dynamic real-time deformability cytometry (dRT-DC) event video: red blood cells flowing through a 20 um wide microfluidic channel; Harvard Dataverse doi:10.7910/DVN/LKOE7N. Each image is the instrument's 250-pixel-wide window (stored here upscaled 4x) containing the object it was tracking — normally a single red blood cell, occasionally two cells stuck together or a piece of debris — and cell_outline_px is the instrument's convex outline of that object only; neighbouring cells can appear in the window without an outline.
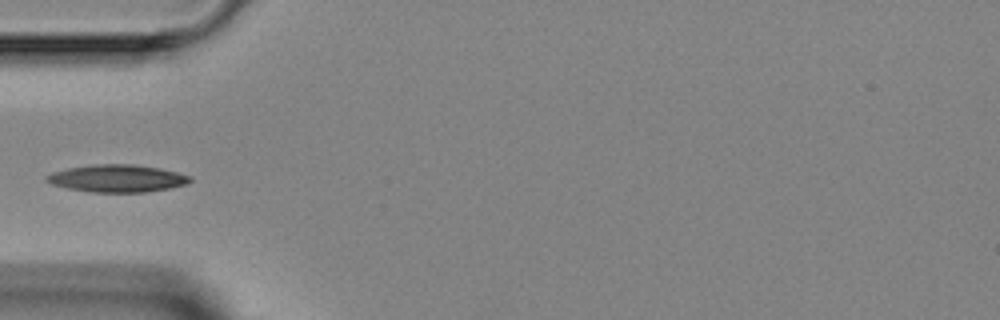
{"species": "Egyptian fruit bat (a non-hibernating species)", "species_latin": "Rousettus aegyptiacus", "temperature_condition": "room temperature", "stored_images_in_passage": 5, "camera_frame_rate_fps": 3000, "um_per_image_px": 0.085, "animal": {"sex": "female"}, "frame": {"image": 1, "passage_image": 4, "time_ms": 3.667, "image_size_px": [1000, 320], "cell_outline_px": [[192, 180], [184, 184], [168, 188], [144, 192], [92, 192], [68, 188], [52, 184], [44, 180], [44, 176], [52, 172], [68, 168], [92, 164], [132, 164], [156, 168], [176, 172], [192, 176]], "centroid_in_image_um": [9.9, 15.16], "position_along_channel_um": 75.1, "area_um2": 22.72}}
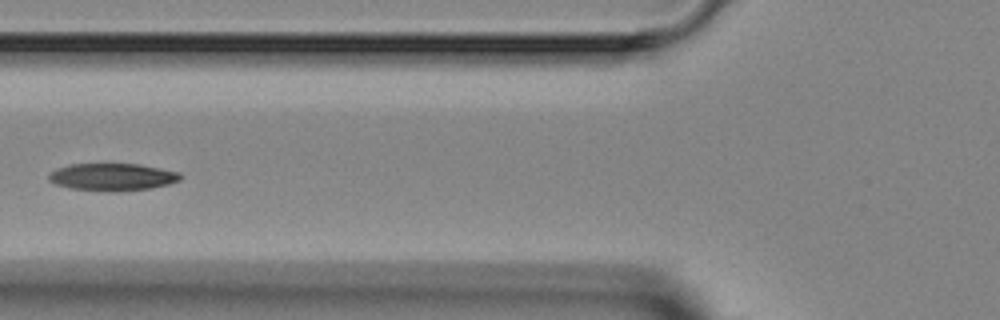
{"frame": {"image": 2, "passage_image": 5, "time_ms": 4.667, "image_size_px": [1000, 320], "cell_outline_px": [[180, 180], [168, 184], [152, 188], [116, 192], [112, 192], [72, 188], [56, 184], [48, 180], [48, 176], [56, 168], [68, 164], [136, 164], [160, 168], [180, 172]], "centroid_in_image_um": [9.55, 15.04], "position_along_channel_um": 116.3, "area_um2": 20.92}}